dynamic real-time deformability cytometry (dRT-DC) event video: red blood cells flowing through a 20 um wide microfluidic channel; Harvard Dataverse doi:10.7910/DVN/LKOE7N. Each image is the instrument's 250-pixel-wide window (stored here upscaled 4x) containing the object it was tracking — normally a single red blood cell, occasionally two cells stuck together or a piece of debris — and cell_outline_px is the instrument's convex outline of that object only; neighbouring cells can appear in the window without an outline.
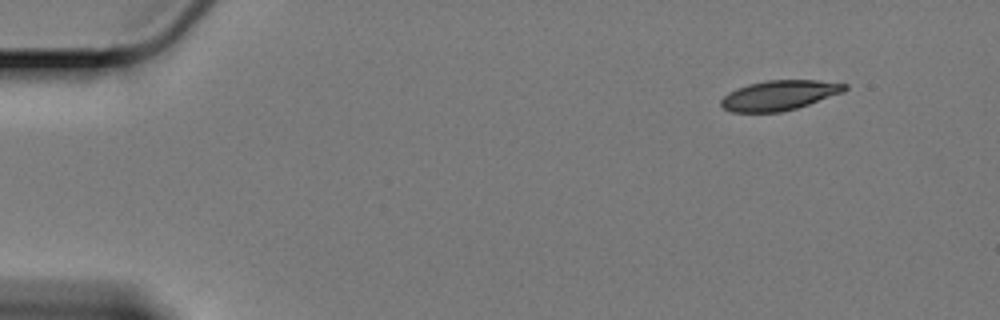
{"species": "Egyptian fruit bat (a non-hibernating species)", "species_latin": "Rousettus aegyptiacus", "temperature_condition": "cold", "stored_images_in_passage": 55, "camera_frame_rate_fps": 3000, "um_per_image_px": 0.085, "animal": {"sex": "female"}, "frame": {"image": 1, "passage_image": 1, "time_ms": 0.0, "image_size_px": [1000, 320], "cell_outline_px": [[848, 88], [844, 92], [796, 108], [780, 112], [732, 112], [724, 108], [720, 104], [720, 100], [728, 92], [736, 88], [748, 84], [764, 80], [816, 80], [848, 84]], "centroid_in_image_um": [66.23, 8.09], "position_along_channel_um": 18.8, "area_um2": 21.56}}
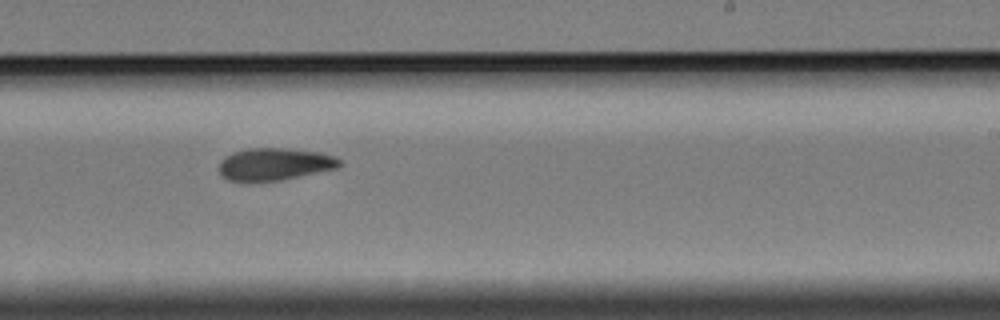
{"frame": {"image": 2, "passage_image": 32, "time_ms": 10.333, "image_size_px": [1000, 320], "cell_outline_px": [[340, 164], [336, 168], [280, 180], [248, 184], [228, 180], [220, 172], [220, 160], [224, 156], [232, 152], [248, 148], [284, 148], [320, 152], [332, 156], [340, 160]], "centroid_in_image_um": [23.25, 13.97], "position_along_channel_um": 265.7, "area_um2": 22.95}}
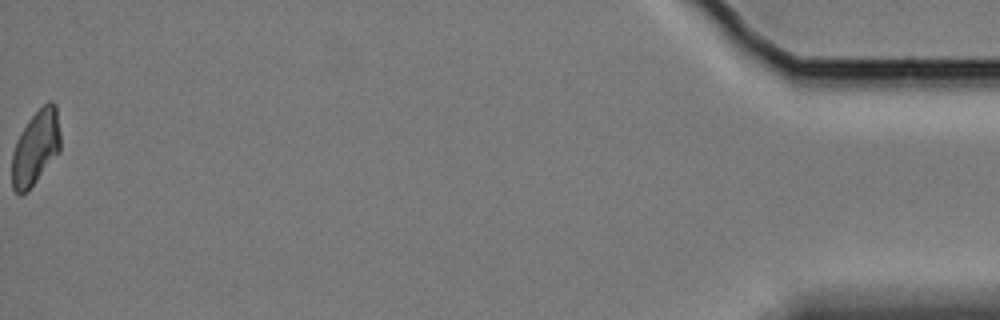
{"frame": {"image": 3, "passage_image": 55, "time_ms": 18.0, "image_size_px": [1000, 320], "cell_outline_px": [[60, 152], [36, 180], [20, 196], [12, 188], [12, 152], [16, 140], [20, 132], [28, 120], [48, 100], [52, 100], [56, 104], [60, 132]], "centroid_in_image_um": [3.03, 12.51], "position_along_channel_um": 432.2, "area_um2": 21.04}, "authors_computed_cell_mechanics": {"area_um2": 22.5998, "velocity_mm_per_s": 3.362, "shape_relaxation_time_tau1_ms": 5.682, "shape_relaxation_time_tau2_ms": 10.3064, "deformation_change_tau1": 0.1361, "deformation_change_tau2": 0.1668}}